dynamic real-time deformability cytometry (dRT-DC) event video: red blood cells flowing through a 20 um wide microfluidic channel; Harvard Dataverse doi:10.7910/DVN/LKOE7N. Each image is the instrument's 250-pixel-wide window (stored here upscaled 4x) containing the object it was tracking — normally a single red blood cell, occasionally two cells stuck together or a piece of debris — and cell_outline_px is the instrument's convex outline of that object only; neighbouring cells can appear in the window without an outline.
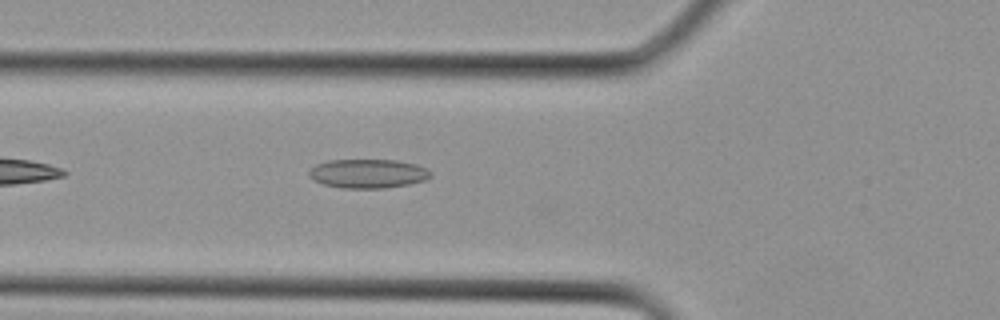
{"species": "Egyptian fruit bat (a non-hibernating species)", "species_latin": "Rousettus aegyptiacus", "temperature_condition": "cold", "stored_images_in_passage": 5, "camera_frame_rate_fps": 3000, "um_per_image_px": 0.085, "animal": {"sex": "female"}, "frame": {"image": 1, "passage_image": 4, "time_ms": 1.0, "image_size_px": [1000, 320], "cell_outline_px": [[432, 176], [424, 180], [408, 184], [384, 188], [340, 188], [324, 184], [312, 180], [308, 176], [308, 172], [316, 164], [328, 160], [396, 160], [416, 164], [428, 168], [432, 172]], "centroid_in_image_um": [31.27, 14.75], "position_along_channel_um": 94.5, "area_um2": 20.69}}